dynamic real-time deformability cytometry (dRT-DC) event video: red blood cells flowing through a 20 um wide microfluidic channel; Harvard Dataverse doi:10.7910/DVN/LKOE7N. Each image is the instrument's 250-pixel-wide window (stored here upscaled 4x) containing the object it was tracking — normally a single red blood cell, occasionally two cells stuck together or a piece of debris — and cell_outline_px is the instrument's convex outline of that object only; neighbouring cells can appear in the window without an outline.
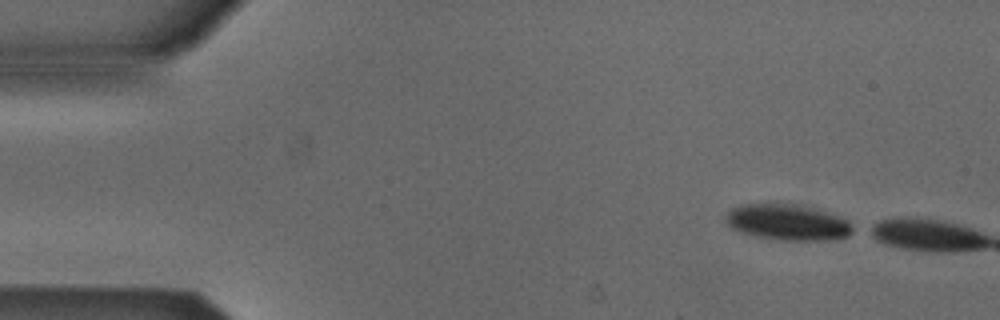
{"species": "Egyptian fruit bat (a non-hibernating species)", "species_latin": "Rousettus aegyptiacus", "temperature_condition": "cold", "stored_images_in_passage": 6, "camera_frame_rate_fps": 3000, "um_per_image_px": 0.085, "animal": {"sex": "male"}, "frame": {"image": 1, "passage_image": 1, "time_ms": 0.0, "image_size_px": [1000, 320], "cell_outline_px": [[856, 232], [848, 236], [836, 240], [780, 240], [756, 236], [740, 232], [732, 228], [724, 220], [728, 212], [732, 208], [740, 204], [768, 200], [776, 200], [796, 204], [824, 212], [848, 220], [856, 228]], "centroid_in_image_um": [66.92, 18.86], "position_along_channel_um": 18.1, "area_um2": 27.51}}